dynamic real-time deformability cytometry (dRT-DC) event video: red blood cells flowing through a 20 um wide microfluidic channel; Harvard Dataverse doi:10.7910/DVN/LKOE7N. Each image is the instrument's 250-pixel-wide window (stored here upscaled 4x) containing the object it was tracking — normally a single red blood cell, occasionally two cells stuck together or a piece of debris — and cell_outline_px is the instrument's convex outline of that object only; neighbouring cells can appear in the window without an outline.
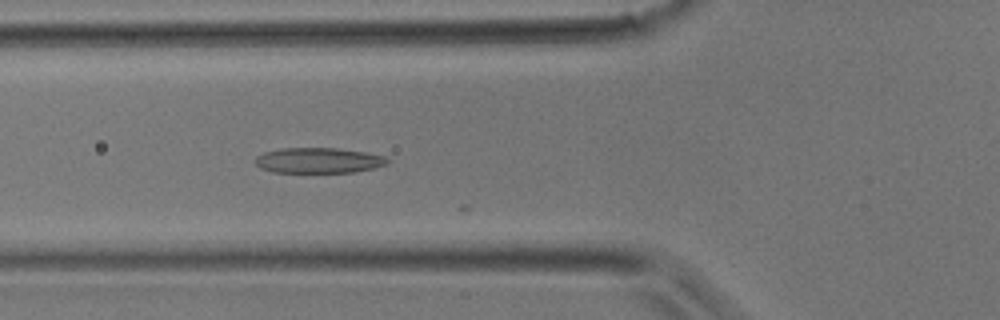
{"species": "common noctule bat (a hibernating species)", "species_latin": "Nyctalus noctula", "temperature_condition": "room temperature", "stored_images_in_passage": 5, "camera_frame_rate_fps": 3000, "um_per_image_px": 0.085, "animal": {"sex": "male", "body_mass_g": 17.9}, "frame": {"image": 1, "passage_image": 4, "time_ms": 1.0, "image_size_px": [1000, 320], "cell_outline_px": [[388, 164], [356, 172], [272, 172], [260, 168], [256, 164], [256, 156], [264, 152], [280, 148], [336, 148], [364, 152], [384, 156], [388, 160]], "centroid_in_image_um": [27.05, 13.63], "position_along_channel_um": 98.8, "area_um2": 19.48}}